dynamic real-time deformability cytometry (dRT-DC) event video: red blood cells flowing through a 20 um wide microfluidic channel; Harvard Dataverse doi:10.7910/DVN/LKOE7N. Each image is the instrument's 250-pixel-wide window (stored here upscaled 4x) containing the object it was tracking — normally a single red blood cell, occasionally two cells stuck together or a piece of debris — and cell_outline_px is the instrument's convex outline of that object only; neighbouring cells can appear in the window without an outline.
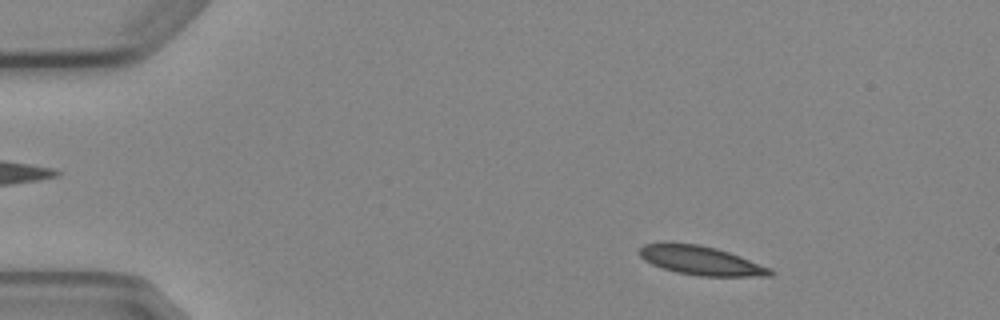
{"species": "Egyptian fruit bat (a non-hibernating species)", "species_latin": "Rousettus aegyptiacus", "temperature_condition": "cold", "stored_images_in_passage": 5, "camera_frame_rate_fps": 3000, "um_per_image_px": 0.085, "animal": {"sex": "female"}, "frame": {"image": 1, "passage_image": 2, "time_ms": 1.333, "image_size_px": [1000, 320], "cell_outline_px": [[776, 272], [772, 276], [700, 276], [676, 272], [652, 264], [644, 260], [640, 256], [640, 248], [644, 244], [700, 244], [716, 248], [740, 256], [772, 268]], "centroid_in_image_um": [59.66, 22.17], "position_along_channel_um": 25.3, "area_um2": 21.73}}
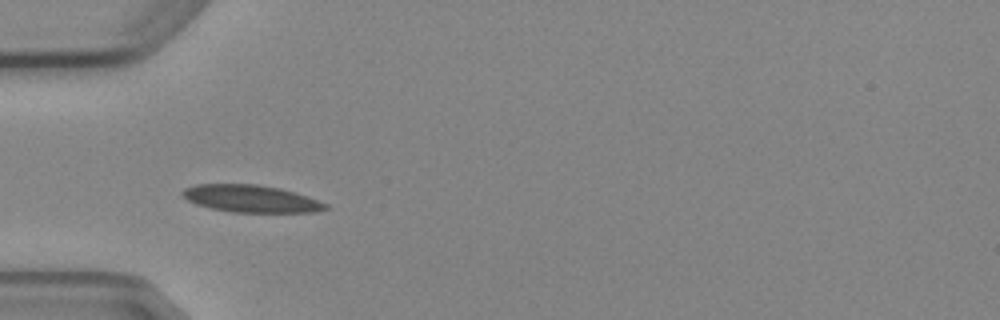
{"frame": {"image": 2, "passage_image": 4, "time_ms": 4.333, "image_size_px": [1000, 320], "cell_outline_px": [[328, 208], [316, 212], [232, 212], [212, 208], [196, 204], [188, 200], [180, 192], [184, 188], [196, 184], [256, 184], [280, 188], [328, 204]], "centroid_in_image_um": [21.29, 16.88], "position_along_channel_um": 63.7, "area_um2": 22.43}}
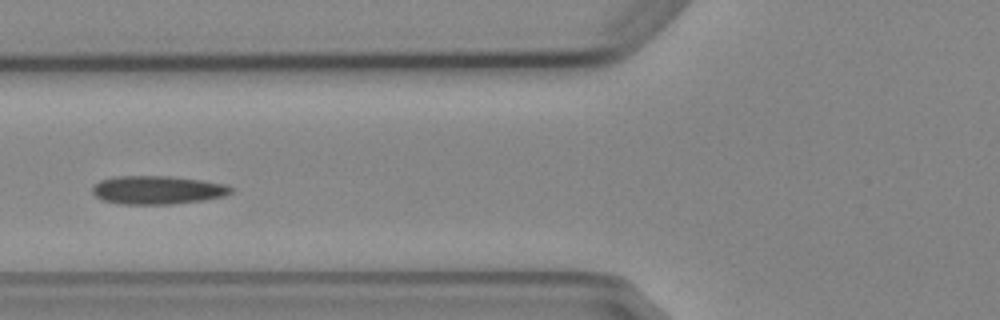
{"frame": {"image": 3, "passage_image": 5, "time_ms": 5.667, "image_size_px": [1000, 320], "cell_outline_px": [[232, 192], [224, 196], [204, 200], [172, 204], [120, 204], [104, 200], [96, 196], [92, 192], [92, 188], [100, 180], [116, 176], [172, 176], [204, 180], [224, 184], [232, 188]], "centroid_in_image_um": [13.4, 16.14], "position_along_channel_um": 112.4, "area_um2": 22.95}}